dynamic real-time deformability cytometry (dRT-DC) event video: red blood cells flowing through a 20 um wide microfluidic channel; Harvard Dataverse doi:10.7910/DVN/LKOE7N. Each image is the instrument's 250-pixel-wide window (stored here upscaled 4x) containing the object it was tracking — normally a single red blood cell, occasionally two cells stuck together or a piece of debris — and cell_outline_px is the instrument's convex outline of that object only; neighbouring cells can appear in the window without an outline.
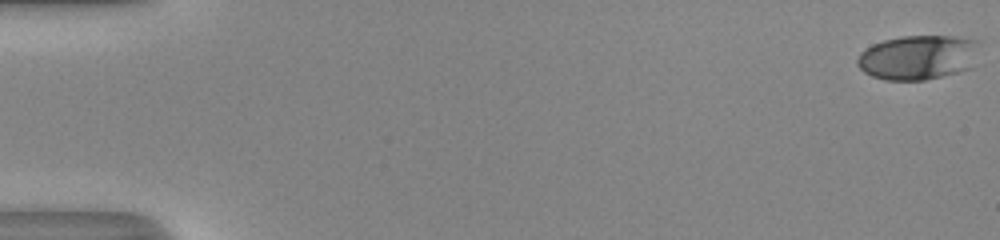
{"species": "human", "species_latin": "Homo sapiens", "temperature_condition": "room temperature", "stored_images_in_passage": 53, "camera_frame_rate_fps": 3000, "um_per_image_px": 0.085, "donor": {"sex": "male"}, "frame": {"image": 1, "passage_image": 1, "time_ms": 0.0, "image_size_px": [1000, 240], "cell_outline_px": [[980, 40], [972, 68], [924, 80], [884, 80], [872, 76], [864, 72], [856, 64], [856, 60], [860, 52], [864, 48], [872, 44], [884, 40], [900, 36], [952, 36]], "centroid_in_image_um": [78.01, 4.86], "position_along_channel_um": 7.0, "area_um2": 31.91}}
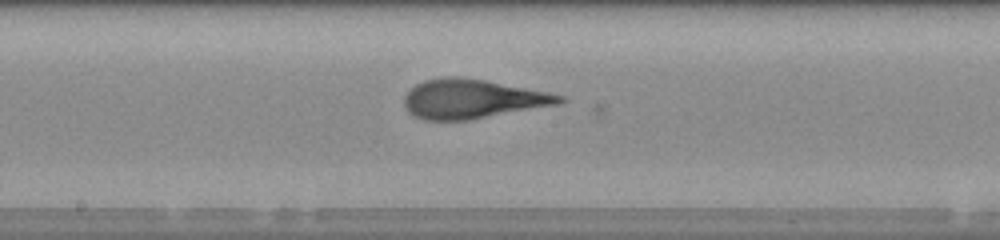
{"frame": {"image": 2, "passage_image": 30, "time_ms": 9.667, "image_size_px": [1000, 240], "cell_outline_px": [[568, 100], [560, 104], [468, 120], [424, 120], [412, 116], [408, 112], [404, 104], [404, 96], [416, 84], [424, 80], [444, 76], [456, 76], [484, 80], [548, 92], [564, 96]], "centroid_in_image_um": [40.14, 8.41], "position_along_channel_um": 208.1, "area_um2": 35.49}}
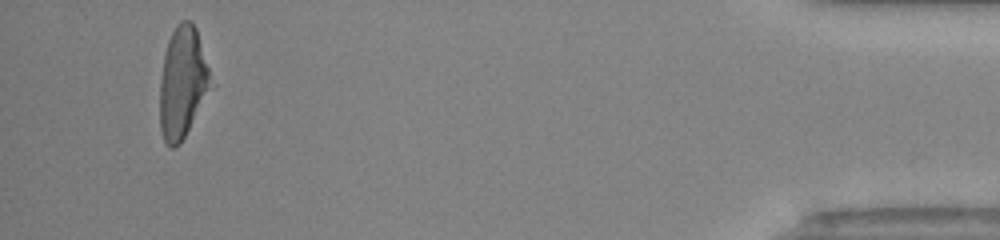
{"frame": {"image": 3, "passage_image": 51, "time_ms": 16.667, "image_size_px": [1000, 240], "cell_outline_px": [[216, 88], [180, 144], [172, 148], [168, 148], [164, 140], [160, 128], [160, 80], [164, 56], [168, 40], [176, 24], [180, 20], [192, 20], [196, 28], [216, 84]], "centroid_in_image_um": [15.6, 7.05], "position_along_channel_um": 419.6, "area_um2": 34.56}, "authors_computed_cell_mechanics": {"area_um2": 34.3332, "velocity_mm_per_s": 4.0846, "shape_relaxation_time_tau1_ms": 4.4315, "shape_relaxation_time_tau2_ms": 0.9287, "deformation_change_tau1": 0.2254, "deformation_change_tau2": 0.0877}}